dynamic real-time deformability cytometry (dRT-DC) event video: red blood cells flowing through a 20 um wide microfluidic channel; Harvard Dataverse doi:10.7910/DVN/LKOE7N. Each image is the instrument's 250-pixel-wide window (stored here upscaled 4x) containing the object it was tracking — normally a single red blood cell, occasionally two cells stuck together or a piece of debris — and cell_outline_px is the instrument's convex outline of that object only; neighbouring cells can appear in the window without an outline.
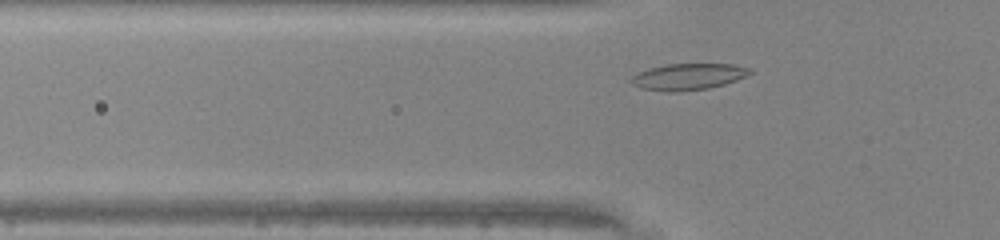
{"species": "common noctule bat (a hibernating species)", "species_latin": "Nyctalus noctula", "temperature_condition": "warm", "stored_images_in_passage": 29, "camera_frame_rate_fps": 3000, "um_per_image_px": 0.085, "animal": {"sex": "male", "body_mass_g": 20.0, "forearm_length_mm": 53.3}, "frame": {"image": 1, "passage_image": 5, "time_ms": 1.333, "image_size_px": [1000, 240], "cell_outline_px": [[752, 72], [748, 76], [724, 84], [708, 88], [676, 92], [668, 92], [640, 88], [632, 84], [628, 80], [636, 72], [668, 64], [732, 64], [748, 68]], "centroid_in_image_um": [58.46, 6.52], "position_along_channel_um": 67.3, "area_um2": 18.26}}
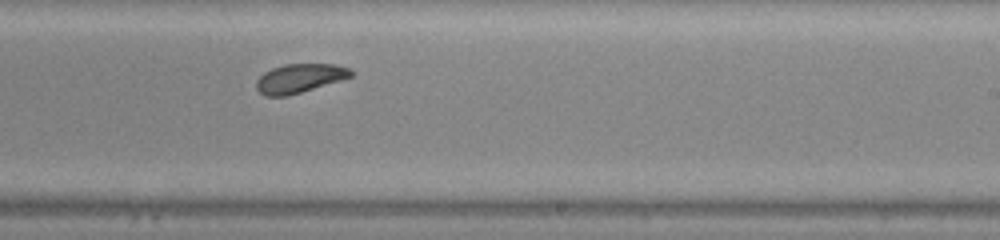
{"frame": {"image": 2, "passage_image": 19, "time_ms": 6.0, "image_size_px": [1000, 240], "cell_outline_px": [[352, 76], [340, 80], [288, 96], [264, 96], [256, 88], [256, 80], [264, 72], [272, 68], [284, 64], [336, 64], [348, 68], [352, 72]], "centroid_in_image_um": [25.42, 6.65], "position_along_channel_um": 263.6, "area_um2": 15.84}}
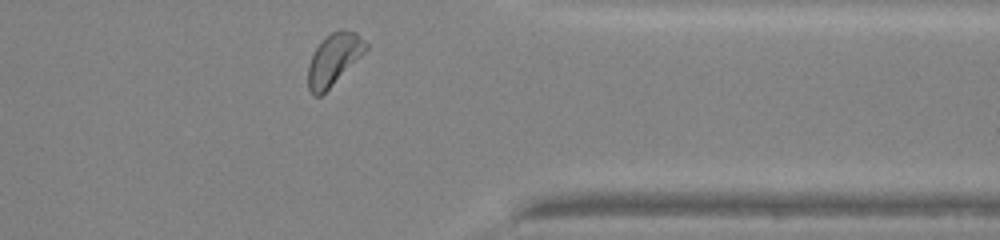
{"frame": {"image": 3, "passage_image": 28, "time_ms": 9.0, "image_size_px": [1000, 240], "cell_outline_px": [[368, 48], [320, 96], [312, 96], [308, 88], [308, 64], [316, 48], [332, 32], [340, 28], [344, 28], [356, 32], [368, 44]], "centroid_in_image_um": [28.36, 5.02], "position_along_channel_um": 383.0, "area_um2": 16.88}, "authors_computed_cell_mechanics": {"area_um2": 16.762, "velocity_mm_per_s": 4.2371, "shape_relaxation_time_tau1_ms": 1.6323, "shape_relaxation_time_tau2_ms": null, "deformation_change_tau1": 0.0698, "deformation_change_tau2": null}}